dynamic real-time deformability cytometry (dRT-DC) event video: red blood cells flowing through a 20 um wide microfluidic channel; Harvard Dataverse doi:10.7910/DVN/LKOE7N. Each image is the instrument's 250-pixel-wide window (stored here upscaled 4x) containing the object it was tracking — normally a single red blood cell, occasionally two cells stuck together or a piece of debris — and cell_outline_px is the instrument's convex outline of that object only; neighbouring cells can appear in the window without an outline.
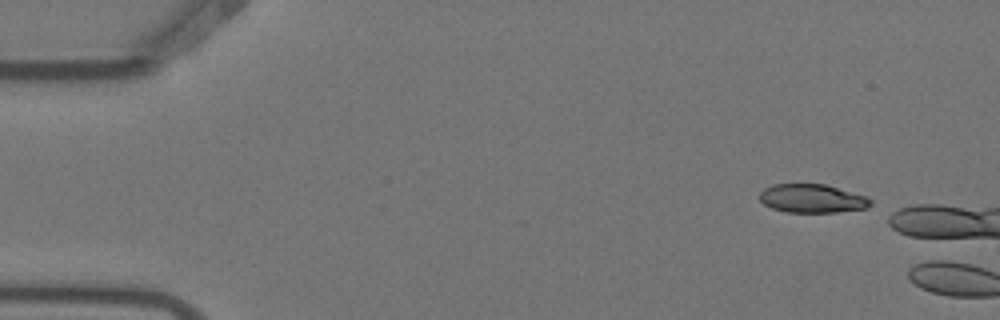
{"species": "Egyptian fruit bat (a non-hibernating species)", "species_latin": "Rousettus aegyptiacus", "temperature_condition": "warm", "stored_images_in_passage": 7, "camera_frame_rate_fps": 3000, "um_per_image_px": 0.085, "animal": {"sex": "female"}, "frame": {"image": 1, "passage_image": 1, "time_ms": 0.0, "image_size_px": [1000, 320], "cell_outline_px": [[872, 204], [868, 208], [836, 212], [788, 212], [772, 208], [764, 204], [760, 200], [760, 192], [764, 188], [772, 184], [824, 184], [868, 196], [872, 200]], "centroid_in_image_um": [69.06, 16.87], "position_along_channel_um": 15.9, "area_um2": 18.55}}
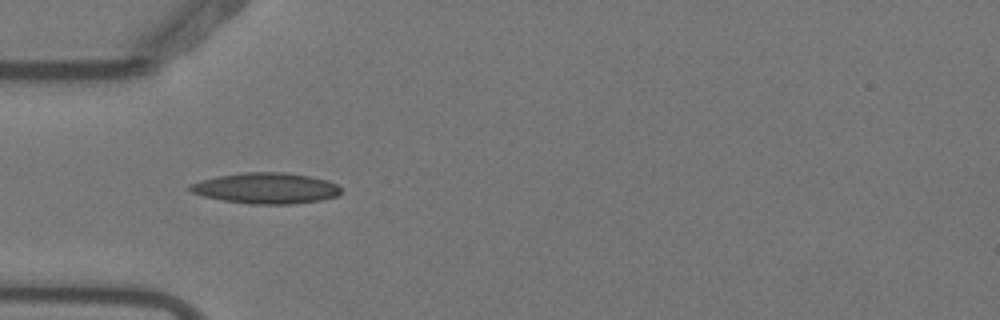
{"frame": {"image": 2, "passage_image": 6, "time_ms": 1.667, "image_size_px": [1000, 320], "cell_outline_px": [[340, 192], [336, 196], [320, 200], [292, 204], [248, 204], [224, 200], [204, 196], [192, 192], [188, 188], [188, 184], [200, 180], [220, 176], [244, 172], [284, 172], [308, 176], [328, 180], [336, 184], [340, 188]], "centroid_in_image_um": [22.6, 15.99], "position_along_channel_um": 62.4, "area_um2": 26.99}}
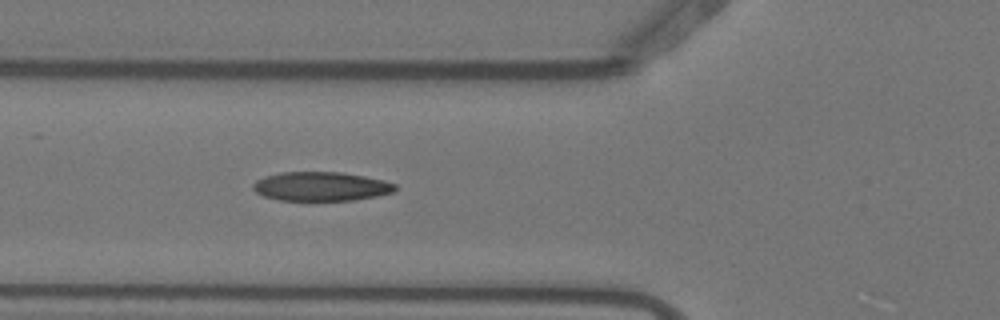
{"frame": {"image": 3, "passage_image": 7, "time_ms": 2.0, "image_size_px": [1000, 320], "cell_outline_px": [[396, 188], [392, 192], [376, 196], [352, 200], [280, 200], [264, 196], [256, 192], [252, 188], [252, 184], [256, 180], [264, 176], [280, 172], [344, 172], [384, 180], [396, 184]], "centroid_in_image_um": [27.26, 15.83], "position_along_channel_um": 98.5, "area_um2": 24.04}}